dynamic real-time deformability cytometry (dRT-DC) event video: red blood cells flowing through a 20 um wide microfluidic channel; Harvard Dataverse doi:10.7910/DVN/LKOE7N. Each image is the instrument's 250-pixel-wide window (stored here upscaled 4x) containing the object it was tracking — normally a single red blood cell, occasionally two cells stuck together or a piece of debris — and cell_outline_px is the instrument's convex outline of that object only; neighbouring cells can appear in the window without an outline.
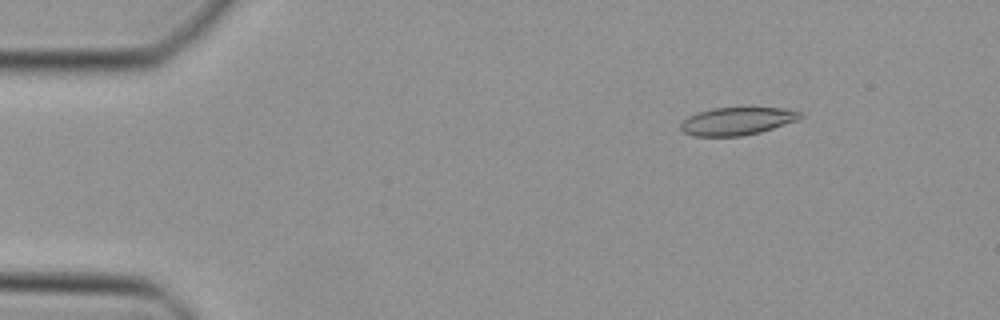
{"species": "Egyptian fruit bat (a non-hibernating species)", "species_latin": "Rousettus aegyptiacus", "temperature_condition": "cold", "stored_images_in_passage": 48, "camera_frame_rate_fps": 3000, "um_per_image_px": 0.085, "animal": {"sex": "female"}, "frame": {"image": 1, "passage_image": 7, "time_ms": 2.0, "image_size_px": [1000, 320], "cell_outline_px": [[804, 116], [796, 120], [760, 132], [744, 136], [692, 136], [684, 132], [680, 128], [680, 124], [688, 116], [712, 108], [784, 108], [804, 112]], "centroid_in_image_um": [62.66, 10.3], "position_along_channel_um": 22.3, "area_um2": 19.25}}
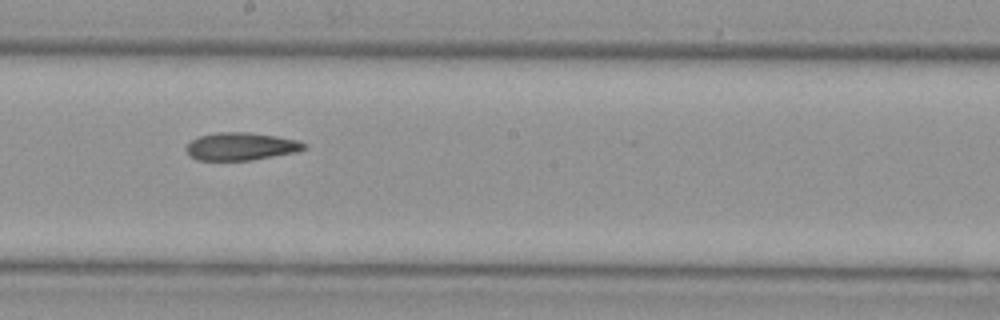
{"frame": {"image": 2, "passage_image": 27, "time_ms": 8.667, "image_size_px": [1000, 320], "cell_outline_px": [[308, 148], [296, 152], [252, 160], [196, 160], [188, 156], [184, 148], [192, 140], [200, 136], [216, 132], [248, 132], [276, 136], [300, 140], [308, 144]], "centroid_in_image_um": [20.5, 12.44], "position_along_channel_um": 227.7, "area_um2": 19.31}}
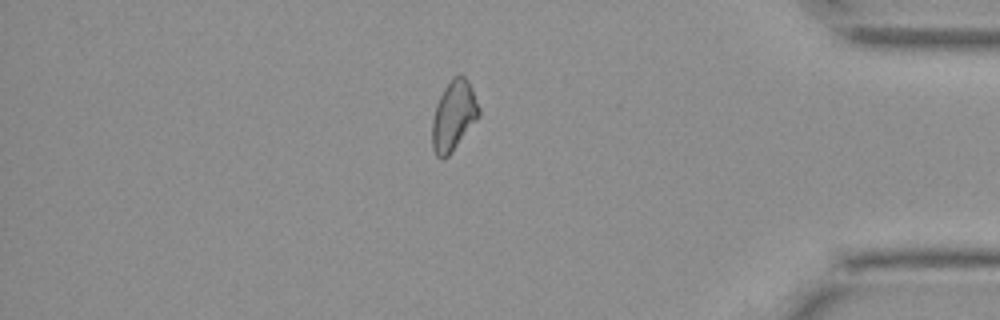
{"frame": {"image": 3, "passage_image": 41, "time_ms": 13.333, "image_size_px": [1000, 320], "cell_outline_px": [[480, 116], [448, 156], [444, 160], [440, 160], [436, 156], [432, 148], [432, 120], [436, 104], [444, 88], [452, 76], [460, 72], [468, 80], [472, 88], [480, 108]], "centroid_in_image_um": [38.56, 9.82], "position_along_channel_um": 396.6, "area_um2": 19.31}}